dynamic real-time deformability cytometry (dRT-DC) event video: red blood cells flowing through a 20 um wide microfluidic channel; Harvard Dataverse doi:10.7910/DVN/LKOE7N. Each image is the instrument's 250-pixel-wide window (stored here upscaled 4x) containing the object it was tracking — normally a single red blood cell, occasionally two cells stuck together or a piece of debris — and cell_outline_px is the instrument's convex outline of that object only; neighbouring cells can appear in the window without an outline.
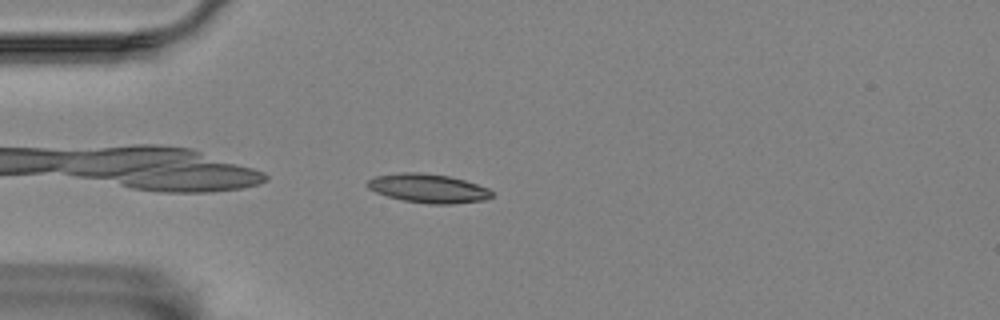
{"species": "Egyptian fruit bat (a non-hibernating species)", "species_latin": "Rousettus aegyptiacus", "temperature_condition": "room temperature", "stored_images_in_passage": 43, "camera_frame_rate_fps": 3000, "um_per_image_px": 0.085, "animal": {"sex": "female"}, "frame": {"image": 1, "passage_image": 2, "time_ms": 0.333, "image_size_px": [1000, 320], "cell_outline_px": [[492, 196], [484, 200], [452, 204], [428, 204], [404, 200], [388, 196], [376, 192], [368, 188], [368, 180], [376, 176], [404, 172], [420, 172], [448, 176], [464, 180], [488, 188], [492, 192]], "centroid_in_image_um": [36.41, 16.01], "position_along_channel_um": 48.6, "area_um2": 20.69}}
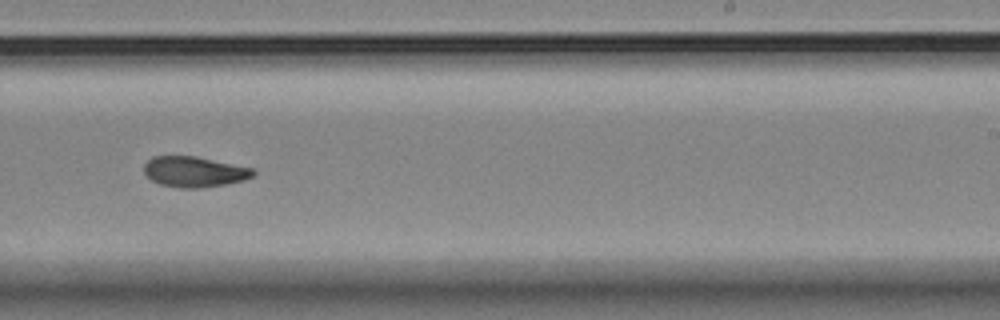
{"frame": {"image": 2, "passage_image": 22, "time_ms": 7.0, "image_size_px": [1000, 320], "cell_outline_px": [[256, 172], [252, 176], [244, 180], [228, 184], [200, 188], [180, 188], [160, 184], [152, 180], [144, 172], [144, 164], [152, 156], [196, 156], [252, 168]], "centroid_in_image_um": [16.51, 14.6], "position_along_channel_um": 272.5, "area_um2": 19.42}}
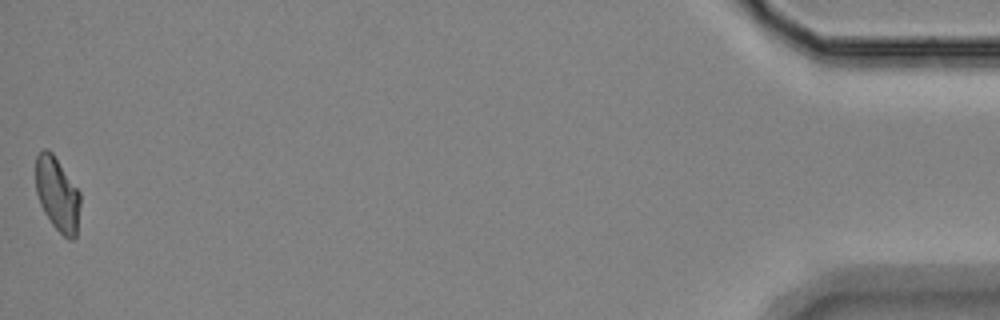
{"frame": {"image": 3, "passage_image": 43, "time_ms": 14.0, "image_size_px": [1000, 320], "cell_outline_px": [[80, 204], [76, 236], [72, 240], [68, 240], [52, 224], [44, 212], [40, 204], [36, 192], [36, 156], [44, 148], [48, 148], [52, 152], [80, 192]], "centroid_in_image_um": [4.87, 16.5], "position_along_channel_um": 430.3, "area_um2": 19.13}, "authors_computed_cell_mechanics": {"area_um2": 19.5364, "velocity_mm_per_s": 3.5642, "shape_relaxation_time_tau1_ms": null, "shape_relaxation_time_tau2_ms": 10.1899, "deformation_change_tau1": null, "deformation_change_tau2": 0.1543}}